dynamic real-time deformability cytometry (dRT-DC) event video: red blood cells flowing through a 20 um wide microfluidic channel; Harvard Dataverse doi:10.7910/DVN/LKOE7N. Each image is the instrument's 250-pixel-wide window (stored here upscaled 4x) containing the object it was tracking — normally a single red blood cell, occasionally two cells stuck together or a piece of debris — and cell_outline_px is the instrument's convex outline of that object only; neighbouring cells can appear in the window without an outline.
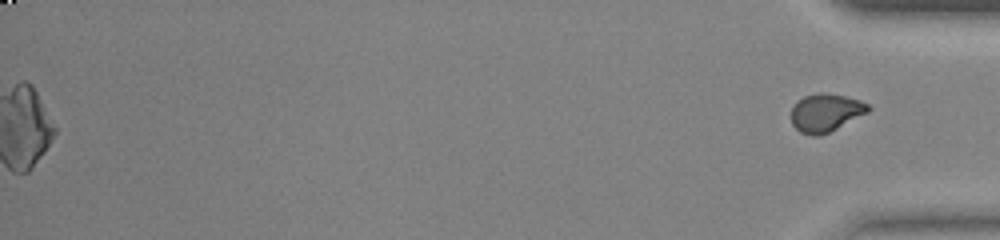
{"species": "common noctule bat (a hibernating species)", "species_latin": "Nyctalus noctula", "temperature_condition": "warm", "stored_images_in_passage": 41, "segment_of_instrument_passage": [2, 2], "camera_frame_rate_fps": 3000, "um_per_image_px": 0.085, "animal": {"sex": "female", "body_mass_g": 23.0, "forearm_length_mm": 53.4}, "frame": {"image": 1, "passage_image": 41, "time_ms": 13.333, "image_size_px": [1000, 240], "cell_outline_px": [[872, 108], [868, 112], [828, 132], [816, 136], [812, 136], [800, 132], [792, 124], [792, 108], [804, 96], [820, 92], [844, 96], [860, 100], [868, 104]], "centroid_in_image_um": [70.19, 9.57], "position_along_channel_um": 365.0, "area_um2": 16.7}}